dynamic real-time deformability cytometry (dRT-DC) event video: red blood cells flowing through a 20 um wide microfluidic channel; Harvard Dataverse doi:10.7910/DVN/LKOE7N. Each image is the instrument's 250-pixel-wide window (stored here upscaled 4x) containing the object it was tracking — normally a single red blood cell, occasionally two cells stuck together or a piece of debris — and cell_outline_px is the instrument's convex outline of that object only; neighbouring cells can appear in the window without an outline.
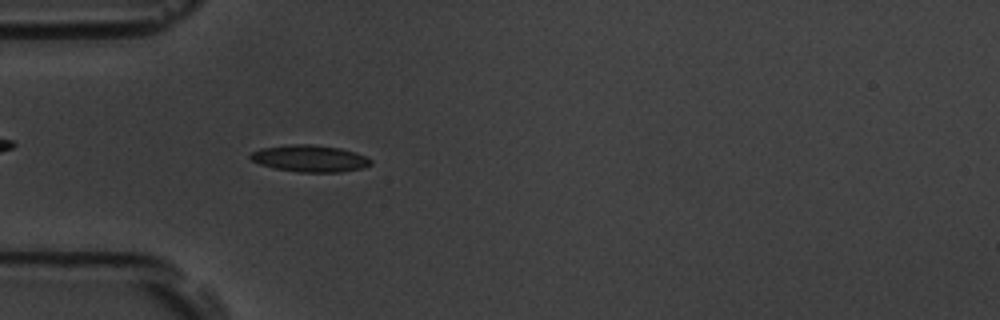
{"species": "common noctule bat (a hibernating species)", "species_latin": "Nyctalus noctula", "temperature_condition": "room temperature", "stored_images_in_passage": 57, "camera_frame_rate_fps": 3000, "um_per_image_px": 0.085, "animal": {"sex": "male", "body_mass_g": 19.5, "forearm_length_mm": 54.6}, "frame": {"image": 1, "passage_image": 17, "time_ms": 5.333, "image_size_px": [1000, 320], "cell_outline_px": [[372, 164], [360, 168], [340, 172], [300, 172], [276, 168], [260, 164], [252, 160], [248, 156], [248, 152], [260, 148], [292, 144], [312, 144], [340, 148], [356, 152], [368, 156], [372, 160]], "centroid_in_image_um": [26.33, 13.45], "position_along_channel_um": 58.7, "area_um2": 18.9}}
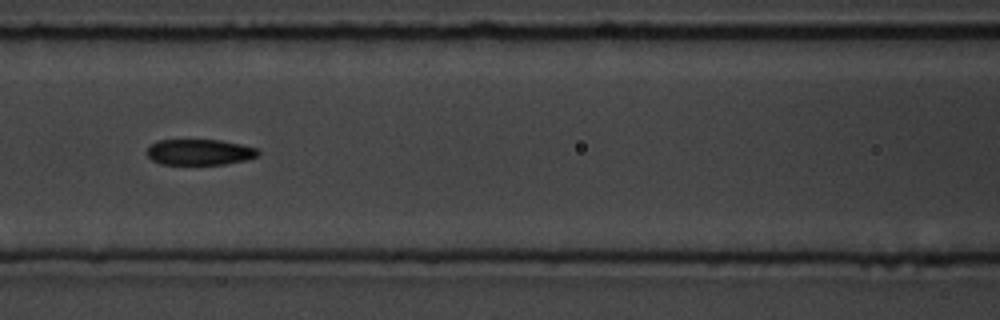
{"frame": {"image": 2, "passage_image": 25, "time_ms": 8.0, "image_size_px": [1000, 320], "cell_outline_px": [[260, 152], [256, 156], [244, 160], [224, 164], [160, 164], [152, 160], [148, 156], [148, 148], [156, 140], [220, 140], [240, 144], [256, 148]], "centroid_in_image_um": [16.94, 12.92], "position_along_channel_um": 149.7, "area_um2": 16.53}}
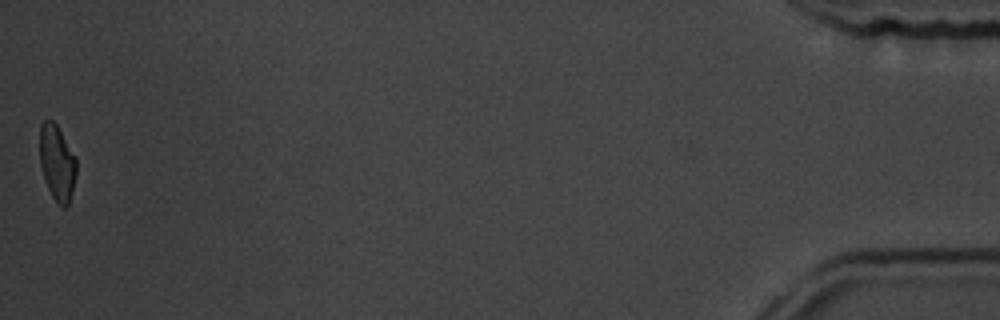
{"frame": {"image": 3, "passage_image": 57, "time_ms": 18.667, "image_size_px": [1000, 320], "cell_outline_px": [[76, 176], [72, 192], [68, 204], [64, 208], [56, 204], [48, 188], [40, 164], [40, 124], [44, 120], [52, 120], [56, 124], [76, 156]], "centroid_in_image_um": [4.86, 13.84], "position_along_channel_um": 430.3, "area_um2": 16.18}, "authors_computed_cell_mechanics": {"area_um2": 17.34, "velocity_mm_per_s": 3.5532, "shape_relaxation_time_tau1_ms": 4.0279, "shape_relaxation_time_tau2_ms": 1.4375, "deformation_change_tau1": 0.1397, "deformation_change_tau2": 0.0646}}